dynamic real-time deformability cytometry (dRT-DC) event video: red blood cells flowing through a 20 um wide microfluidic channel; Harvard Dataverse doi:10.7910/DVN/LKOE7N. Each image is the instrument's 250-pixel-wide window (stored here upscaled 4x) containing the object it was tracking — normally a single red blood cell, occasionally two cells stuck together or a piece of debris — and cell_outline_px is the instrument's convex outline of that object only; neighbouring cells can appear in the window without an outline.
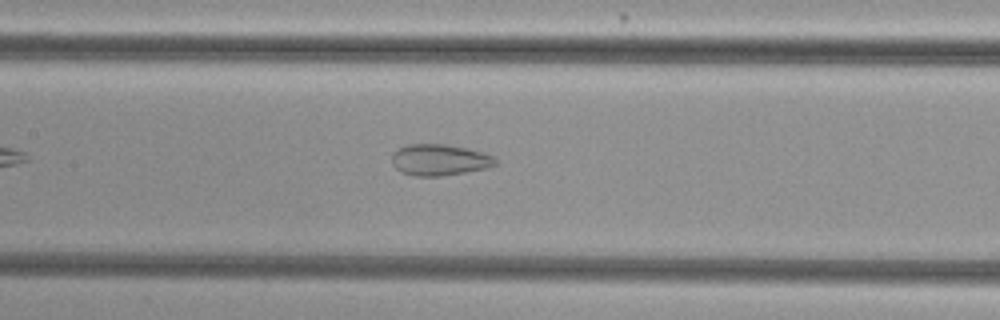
{"species": "common noctule bat (a hibernating species)", "species_latin": "Nyctalus noctula", "temperature_condition": "cold", "stored_images_in_passage": 42, "camera_frame_rate_fps": 3000, "um_per_image_px": 0.085, "animal": {"sex": "female", "body_mass_g": 29.2, "forearm_length_mm": 56.3}, "frame": {"image": 1, "passage_image": 14, "time_ms": 4.333, "image_size_px": [1000, 320], "cell_outline_px": [[496, 164], [488, 168], [440, 176], [416, 176], [400, 172], [392, 164], [392, 156], [400, 148], [408, 144], [444, 144], [464, 148], [480, 152], [492, 156], [496, 160]], "centroid_in_image_um": [37.33, 13.6], "position_along_channel_um": 170.1, "area_um2": 18.55}}
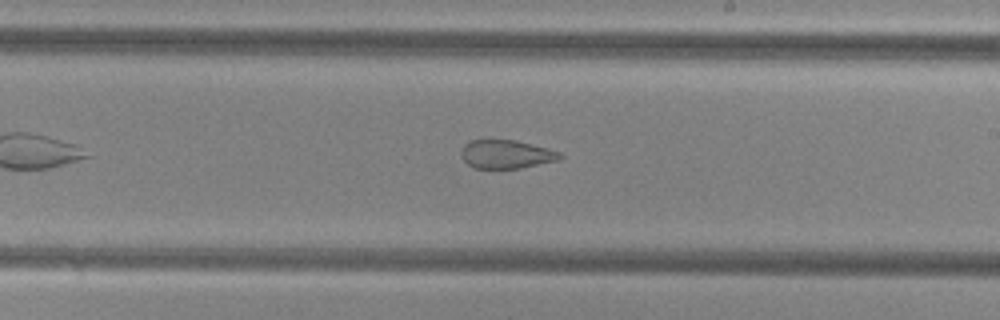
{"frame": {"image": 2, "passage_image": 20, "time_ms": 6.333, "image_size_px": [1000, 320], "cell_outline_px": [[564, 156], [560, 160], [520, 168], [476, 168], [468, 164], [460, 156], [460, 152], [464, 144], [472, 140], [516, 140], [548, 148], [560, 152]], "centroid_in_image_um": [43.05, 13.11], "position_along_channel_um": 245.9, "area_um2": 16.47}}
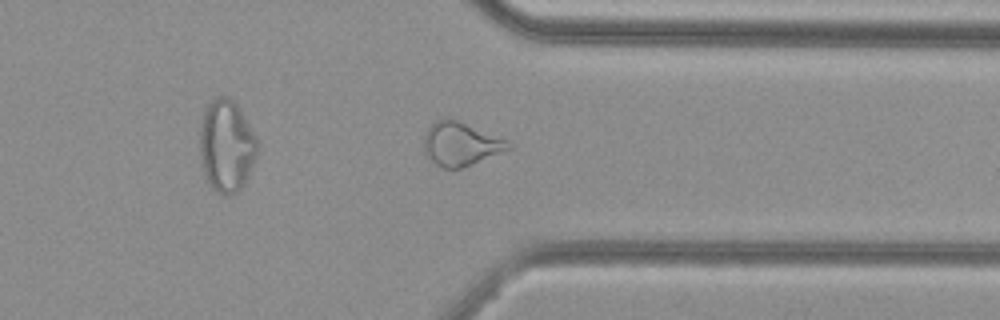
{"frame": {"image": 3, "passage_image": 30, "time_ms": 9.667, "image_size_px": [1000, 320], "cell_outline_px": [[512, 148], [460, 168], [444, 168], [436, 164], [424, 152], [424, 136], [428, 128], [436, 120], [444, 116], [456, 120], [504, 140], [512, 144]], "centroid_in_image_um": [39.1, 12.23], "position_along_channel_um": 372.3, "area_um2": 20.75}, "authors_computed_cell_mechanics": {"area_um2": 21.3282, "velocity_mm_per_s": 3.8173, "shape_relaxation_time_tau1_ms": null, "shape_relaxation_time_tau2_ms": 1.7354, "deformation_change_tau1": null, "deformation_change_tau2": 0.0867}}